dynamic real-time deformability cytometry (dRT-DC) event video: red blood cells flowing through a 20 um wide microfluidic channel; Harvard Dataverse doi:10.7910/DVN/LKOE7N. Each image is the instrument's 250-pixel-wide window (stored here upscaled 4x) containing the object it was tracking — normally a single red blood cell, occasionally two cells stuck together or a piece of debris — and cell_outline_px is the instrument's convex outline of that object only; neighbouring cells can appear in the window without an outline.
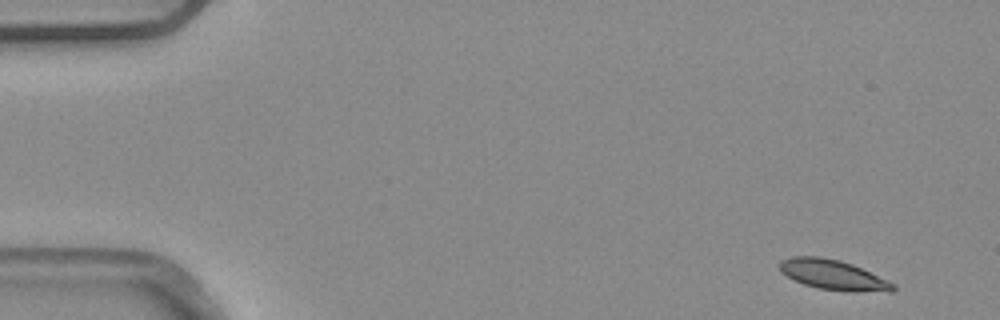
{"species": "common noctule bat (a hibernating species)", "species_latin": "Nyctalus noctula", "temperature_condition": "warm", "stored_images_in_passage": 4, "camera_frame_rate_fps": 3000, "um_per_image_px": 0.085, "animal": {"sex": "male", "body_mass_g": 20.4}, "frame": {"image": 1, "passage_image": 1, "time_ms": 0.0, "image_size_px": [1000, 320], "cell_outline_px": [[896, 288], [892, 292], [852, 292], [820, 288], [804, 284], [792, 280], [780, 272], [780, 260], [792, 256], [820, 256], [840, 260], [852, 264], [896, 284]], "centroid_in_image_um": [70.82, 23.37], "position_along_channel_um": 14.2, "area_um2": 20.0}}